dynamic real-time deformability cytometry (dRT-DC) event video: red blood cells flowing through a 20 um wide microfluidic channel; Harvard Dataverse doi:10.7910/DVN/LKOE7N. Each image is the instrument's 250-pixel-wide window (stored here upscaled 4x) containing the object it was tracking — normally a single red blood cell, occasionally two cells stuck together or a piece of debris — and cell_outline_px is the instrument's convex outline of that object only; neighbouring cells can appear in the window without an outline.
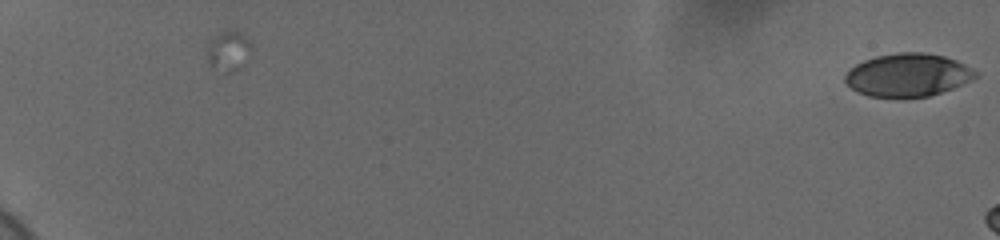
{"species": "human", "species_latin": "Homo sapiens", "temperature_condition": "cold", "stored_images_in_passage": 10, "camera_frame_rate_fps": 3000, "um_per_image_px": 0.085, "donor": {"sex": "female"}, "frame": {"image": 1, "passage_image": 1, "time_ms": 0.0, "image_size_px": [1000, 240], "cell_outline_px": [[980, 76], [952, 88], [928, 96], [868, 96], [856, 92], [844, 80], [844, 76], [856, 64], [864, 60], [876, 56], [900, 52], [924, 52], [944, 56], [956, 60], [980, 72]], "centroid_in_image_um": [77.19, 6.36], "position_along_channel_um": 7.8, "area_um2": 32.43}}